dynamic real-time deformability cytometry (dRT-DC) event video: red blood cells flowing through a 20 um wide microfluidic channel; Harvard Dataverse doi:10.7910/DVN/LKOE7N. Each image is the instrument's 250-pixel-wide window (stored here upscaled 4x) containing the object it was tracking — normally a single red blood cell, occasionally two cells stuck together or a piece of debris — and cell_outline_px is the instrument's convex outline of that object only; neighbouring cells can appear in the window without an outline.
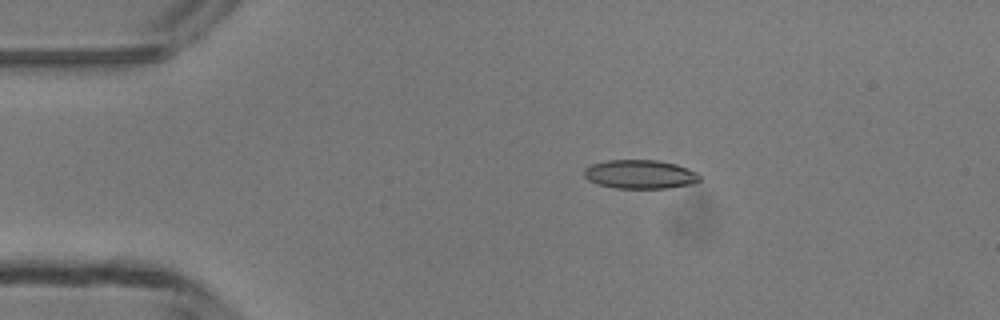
{"species": "common noctule bat (a hibernating species)", "species_latin": "Nyctalus noctula", "temperature_condition": "room temperature", "stored_images_in_passage": 40, "camera_frame_rate_fps": 3000, "um_per_image_px": 0.085, "animal": {"sex": "male", "body_mass_g": 13.3}, "frame": {"image": 1, "passage_image": 1, "time_ms": 0.0, "image_size_px": [1000, 320], "cell_outline_px": [[700, 180], [696, 184], [668, 188], [612, 188], [596, 184], [588, 180], [584, 176], [584, 168], [592, 164], [608, 160], [656, 160], [676, 164], [688, 168], [696, 172], [700, 176]], "centroid_in_image_um": [54.41, 14.82], "position_along_channel_um": 30.6, "area_um2": 19.65}}
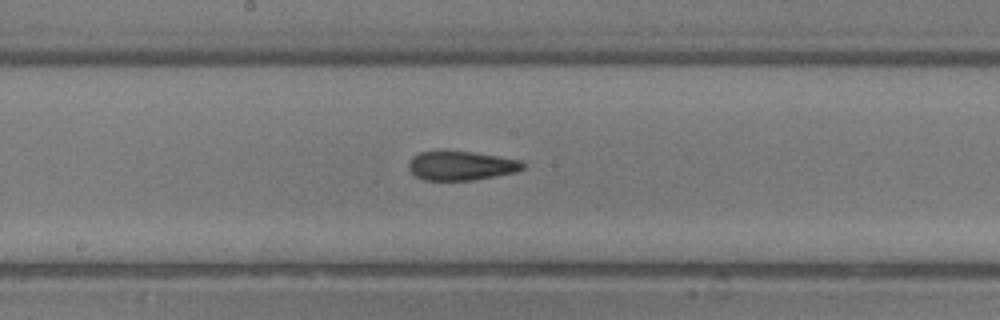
{"frame": {"image": 2, "passage_image": 17, "time_ms": 5.333, "image_size_px": [1000, 320], "cell_outline_px": [[524, 168], [516, 172], [476, 180], [424, 180], [416, 176], [408, 168], [408, 164], [412, 156], [420, 152], [440, 148], [472, 152], [524, 160]], "centroid_in_image_um": [39.18, 14.05], "position_along_channel_um": 209.0, "area_um2": 20.06}}
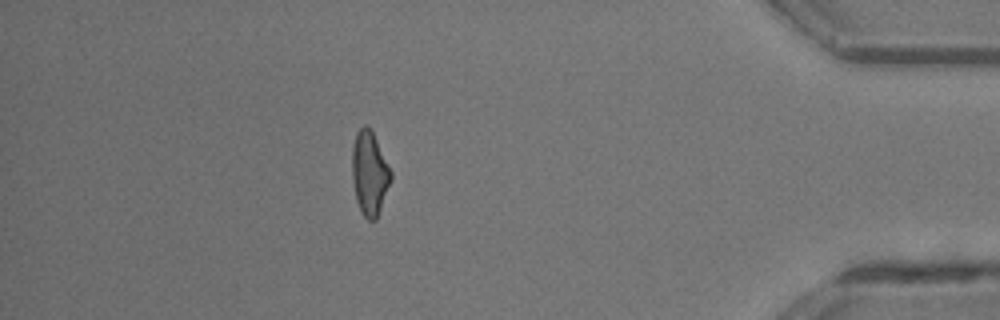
{"frame": {"image": 3, "passage_image": 34, "time_ms": 11.0, "image_size_px": [1000, 320], "cell_outline_px": [[392, 180], [376, 220], [368, 220], [360, 212], [356, 200], [352, 180], [352, 148], [356, 132], [364, 124], [368, 124], [392, 172]], "centroid_in_image_um": [31.4, 14.74], "position_along_channel_um": 403.8, "area_um2": 19.07}, "authors_computed_cell_mechanics": {"area_um2": 19.6231, "velocity_mm_per_s": 4.2905, "shape_relaxation_time_tau1_ms": 7.5145, "shape_relaxation_time_tau2_ms": 2.0132, "deformation_change_tau1": 0.2392, "deformation_change_tau2": 0.1119}}